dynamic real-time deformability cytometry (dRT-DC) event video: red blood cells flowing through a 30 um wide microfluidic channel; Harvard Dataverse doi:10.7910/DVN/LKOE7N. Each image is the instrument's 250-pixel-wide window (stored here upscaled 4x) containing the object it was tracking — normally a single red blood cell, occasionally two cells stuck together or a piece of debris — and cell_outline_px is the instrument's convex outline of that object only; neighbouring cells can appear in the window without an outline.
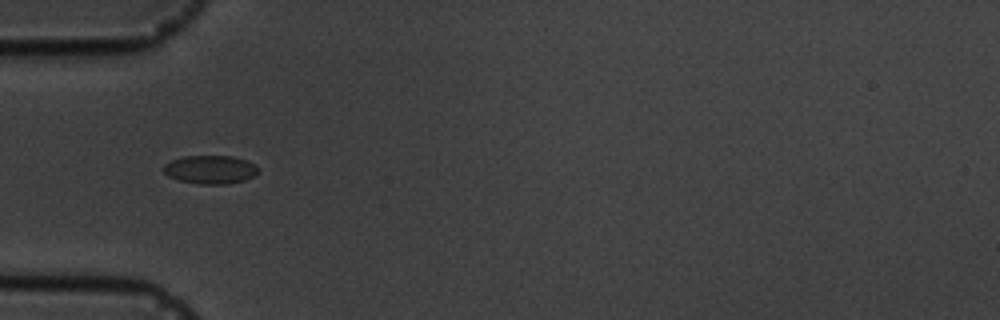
{"species": "common noctule bat (a hibernating species)", "species_latin": "Nyctalus noctula", "temperature_condition": "cold", "stored_images_in_passage": 6, "camera_frame_rate_fps": 3000, "um_per_image_px": 0.085, "animal": {"sex": "male", "body_mass_g": 19.5, "forearm_length_mm": 54.6}, "frame": {"image": 1, "passage_image": 6, "time_ms": 6.0, "image_size_px": [1000, 320], "cell_outline_px": [[260, 172], [244, 180], [228, 184], [200, 184], [180, 180], [168, 176], [164, 172], [164, 164], [172, 160], [184, 156], [232, 156], [248, 160], [260, 168]], "centroid_in_image_um": [17.92, 14.41], "position_along_channel_um": 67.1, "area_um2": 15.72}}